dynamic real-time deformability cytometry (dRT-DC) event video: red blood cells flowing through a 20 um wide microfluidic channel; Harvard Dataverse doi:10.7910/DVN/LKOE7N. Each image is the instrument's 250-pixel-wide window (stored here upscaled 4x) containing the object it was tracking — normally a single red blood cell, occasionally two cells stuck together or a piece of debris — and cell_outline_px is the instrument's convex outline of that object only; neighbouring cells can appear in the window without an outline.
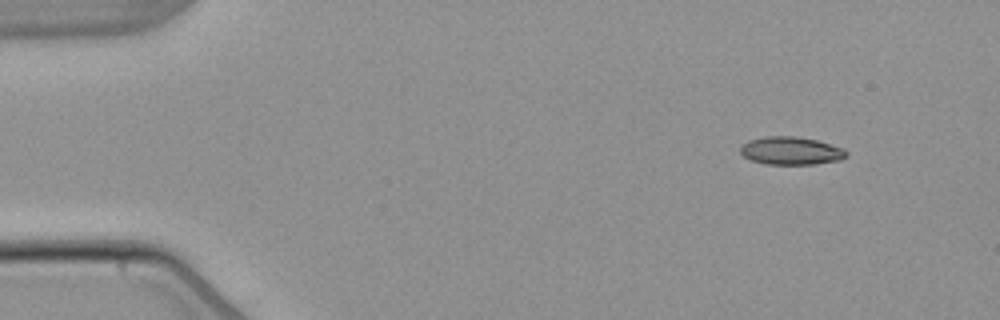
{"species": "common noctule bat (a hibernating species)", "species_latin": "Nyctalus noctula", "temperature_condition": "warm", "stored_images_in_passage": 4, "camera_frame_rate_fps": 3000, "um_per_image_px": 0.085, "animal": {"sex": "male", "body_mass_g": 21.5, "forearm_length_mm": 52.0}, "frame": {"image": 1, "passage_image": 1, "time_ms": 0.0, "image_size_px": [1000, 320], "cell_outline_px": [[848, 156], [840, 160], [816, 164], [768, 164], [752, 160], [744, 156], [740, 152], [740, 148], [748, 140], [764, 136], [796, 136], [816, 140], [844, 148], [848, 152]], "centroid_in_image_um": [67.27, 12.81], "position_along_channel_um": 17.7, "area_um2": 17.28}}
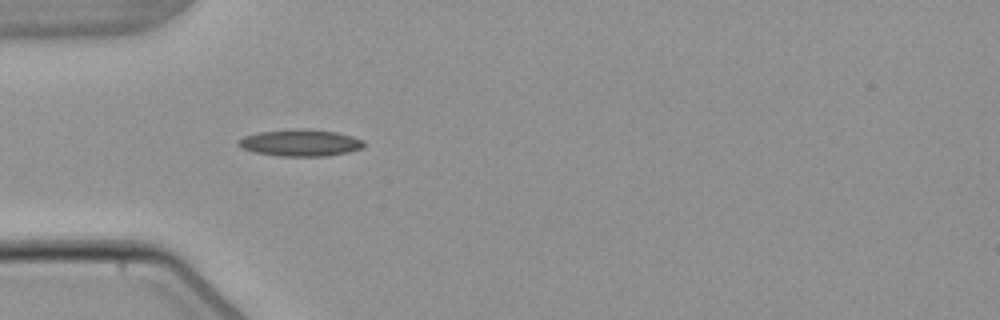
{"frame": {"image": 2, "passage_image": 4, "time_ms": 3.667, "image_size_px": [1000, 320], "cell_outline_px": [[364, 148], [348, 152], [328, 156], [280, 156], [256, 152], [244, 148], [236, 144], [236, 140], [244, 136], [260, 132], [296, 128], [304, 128], [336, 132], [352, 136], [364, 140]], "centroid_in_image_um": [25.55, 12.13], "position_along_channel_um": 59.4, "area_um2": 19.65}}